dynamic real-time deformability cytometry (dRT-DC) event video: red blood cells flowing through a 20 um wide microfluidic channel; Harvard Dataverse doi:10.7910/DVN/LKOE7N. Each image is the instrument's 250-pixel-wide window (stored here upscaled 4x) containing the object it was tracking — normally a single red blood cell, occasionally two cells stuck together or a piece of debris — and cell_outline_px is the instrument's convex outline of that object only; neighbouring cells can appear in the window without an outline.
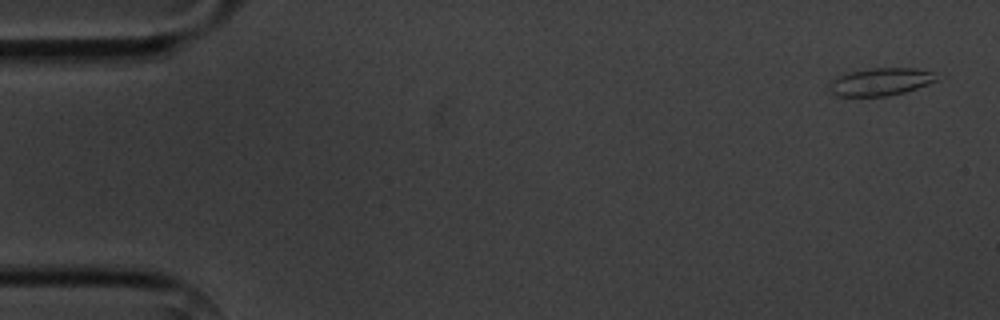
{"species": "common noctule bat (a hibernating species)", "species_latin": "Nyctalus noctula", "temperature_condition": "cold", "stored_images_in_passage": 4, "camera_frame_rate_fps": 3000, "um_per_image_px": 0.085, "animal": {"sex": "male", "body_mass_g": 20.1, "forearm_length_mm": 53.5}, "frame": {"image": 1, "passage_image": 1, "time_ms": 0.0, "image_size_px": [1000, 320], "cell_outline_px": [[936, 80], [928, 84], [904, 92], [884, 96], [836, 96], [828, 88], [828, 84], [832, 80], [848, 72], [872, 68], [916, 68], [932, 72]], "centroid_in_image_um": [74.79, 6.95], "position_along_channel_um": 10.2, "area_um2": 16.99}}